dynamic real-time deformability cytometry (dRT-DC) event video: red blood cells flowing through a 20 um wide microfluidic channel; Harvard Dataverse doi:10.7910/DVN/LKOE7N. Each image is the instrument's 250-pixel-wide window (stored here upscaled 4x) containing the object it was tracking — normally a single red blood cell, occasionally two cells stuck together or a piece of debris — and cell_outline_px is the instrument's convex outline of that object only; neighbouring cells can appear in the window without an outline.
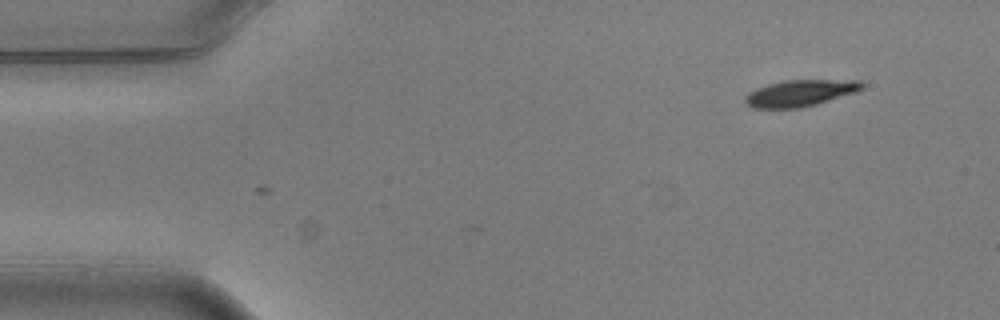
{"species": "common noctule bat (a hibernating species)", "species_latin": "Nyctalus noctula", "temperature_condition": "warm", "stored_images_in_passage": 3, "camera_frame_rate_fps": 3000, "um_per_image_px": 0.085, "animal": {"sex": "male", "body_mass_g": 20.5, "forearm_length_mm": 52.5}, "frame": {"image": 1, "passage_image": 3, "time_ms": 0.667, "image_size_px": [1000, 320], "cell_outline_px": [[864, 88], [856, 92], [816, 104], [800, 108], [752, 108], [744, 100], [744, 96], [748, 92], [756, 88], [768, 84], [784, 80], [860, 80], [864, 84]], "centroid_in_image_um": [68.01, 7.91], "position_along_channel_um": 17.0, "area_um2": 18.09}}